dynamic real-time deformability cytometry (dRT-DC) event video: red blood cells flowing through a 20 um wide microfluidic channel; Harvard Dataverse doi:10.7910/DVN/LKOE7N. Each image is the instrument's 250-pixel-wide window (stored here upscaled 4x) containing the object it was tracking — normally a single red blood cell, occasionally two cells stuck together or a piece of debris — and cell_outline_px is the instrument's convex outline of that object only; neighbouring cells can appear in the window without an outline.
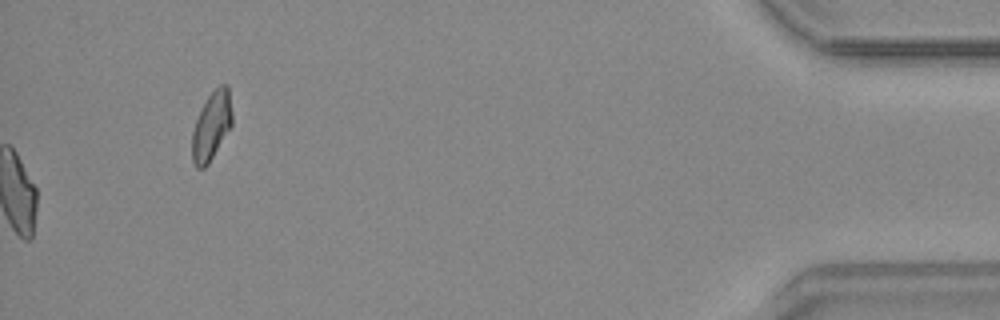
{"species": "common noctule bat (a hibernating species)", "species_latin": "Nyctalus noctula", "temperature_condition": "warm", "stored_images_in_passage": 54, "camera_frame_rate_fps": 3000, "um_per_image_px": 0.085, "animal": {"sex": "male", "body_mass_g": 20.4}, "frame": {"image": 1, "passage_image": 54, "time_ms": 17.667, "image_size_px": [1000, 320], "cell_outline_px": [[232, 124], [208, 164], [204, 168], [196, 168], [192, 160], [192, 132], [200, 108], [208, 96], [220, 84], [228, 84], [232, 112]], "centroid_in_image_um": [17.97, 10.69], "position_along_channel_um": 417.2, "area_um2": 15.9}, "authors_computed_cell_mechanics": {"area_um2": 20.2878, "velocity_mm_per_s": 3.7837, "shape_relaxation_time_tau1_ms": null, "shape_relaxation_time_tau2_ms": 2.0352, "deformation_change_tau1": null, "deformation_change_tau2": 0.0769}}